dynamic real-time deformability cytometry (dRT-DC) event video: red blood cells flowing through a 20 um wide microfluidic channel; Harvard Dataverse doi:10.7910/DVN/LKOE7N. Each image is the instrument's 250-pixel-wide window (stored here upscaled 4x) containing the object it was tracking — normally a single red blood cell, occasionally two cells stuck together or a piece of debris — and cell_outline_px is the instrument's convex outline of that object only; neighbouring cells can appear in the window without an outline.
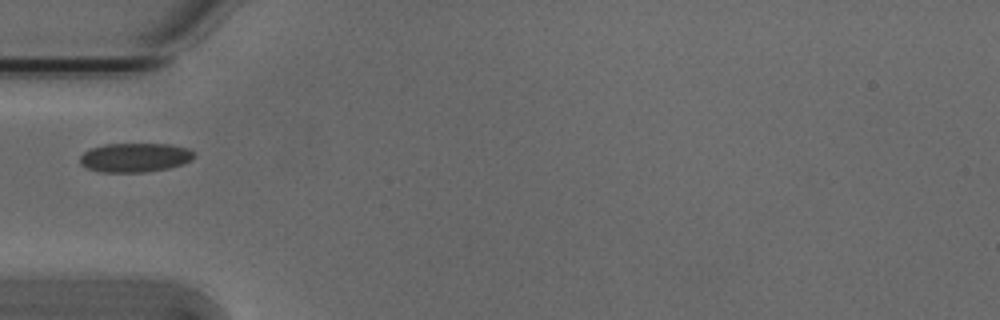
{"species": "Egyptian fruit bat (a non-hibernating species)", "species_latin": "Rousettus aegyptiacus", "temperature_condition": "cold", "stored_images_in_passage": 37, "camera_frame_rate_fps": 3000, "um_per_image_px": 0.085, "animal": {"sex": "male"}, "frame": {"image": 1, "passage_image": 1, "time_ms": 0.0, "image_size_px": [1000, 320], "cell_outline_px": [[196, 156], [192, 160], [184, 164], [168, 168], [144, 172], [100, 172], [88, 168], [80, 164], [80, 156], [84, 152], [92, 148], [104, 144], [172, 144], [188, 148], [196, 152]], "centroid_in_image_um": [11.52, 13.38], "position_along_channel_um": 73.5, "area_um2": 19.54}}
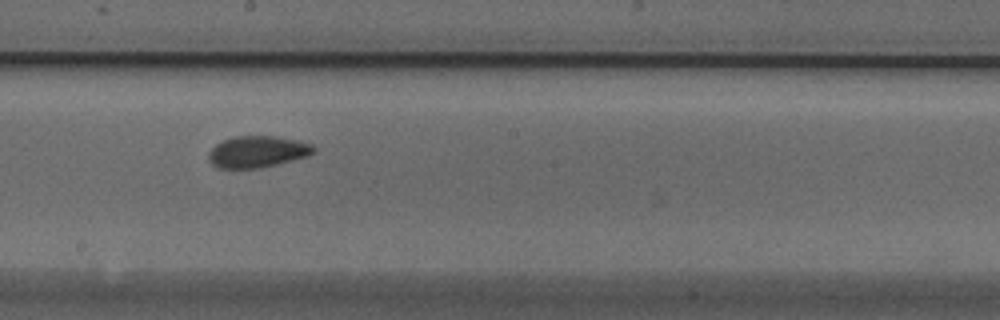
{"frame": {"image": 2, "passage_image": 13, "time_ms": 4.0, "image_size_px": [1000, 320], "cell_outline_px": [[316, 152], [308, 156], [260, 168], [216, 168], [208, 160], [208, 152], [216, 144], [232, 136], [276, 136], [300, 140], [312, 144], [316, 148]], "centroid_in_image_um": [21.9, 12.89], "position_along_channel_um": 226.3, "area_um2": 19.54}}
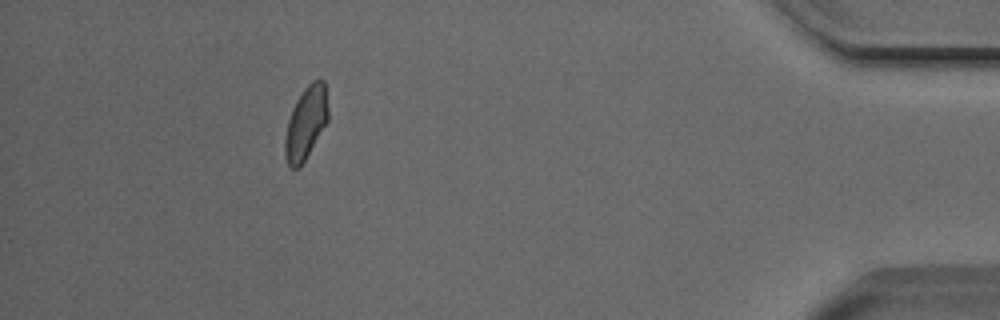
{"frame": {"image": 3, "passage_image": 32, "time_ms": 10.333, "image_size_px": [1000, 320], "cell_outline_px": [[328, 120], [300, 168], [292, 168], [288, 164], [284, 152], [284, 140], [288, 120], [292, 108], [296, 100], [304, 88], [312, 80], [324, 80], [328, 108]], "centroid_in_image_um": [25.99, 10.44], "position_along_channel_um": 409.2, "area_um2": 18.21}}